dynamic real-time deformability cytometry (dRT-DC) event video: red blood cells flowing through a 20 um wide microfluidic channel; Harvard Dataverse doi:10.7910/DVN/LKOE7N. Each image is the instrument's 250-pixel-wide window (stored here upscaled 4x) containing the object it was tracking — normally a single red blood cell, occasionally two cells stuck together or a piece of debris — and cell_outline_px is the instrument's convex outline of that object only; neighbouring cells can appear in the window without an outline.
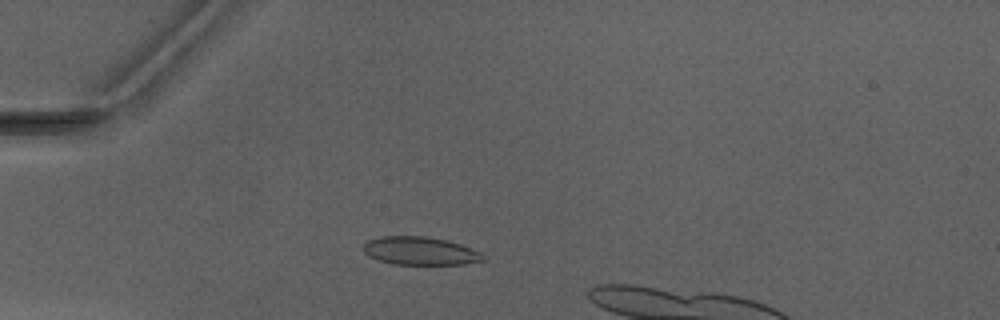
{"species": "Egyptian fruit bat (a non-hibernating species)", "species_latin": "Rousettus aegyptiacus", "temperature_condition": "warm", "stored_images_in_passage": 5, "camera_frame_rate_fps": 3000, "um_per_image_px": 0.085, "animal": {"sex": "male"}, "frame": {"image": 1, "passage_image": 3, "time_ms": 2.333, "image_size_px": [1000, 320], "cell_outline_px": [[488, 260], [464, 264], [392, 264], [368, 256], [364, 252], [364, 244], [368, 240], [380, 236], [424, 236], [444, 240], [460, 244], [484, 252]], "centroid_in_image_um": [35.77, 21.33], "position_along_channel_um": 49.2, "area_um2": 19.77}}